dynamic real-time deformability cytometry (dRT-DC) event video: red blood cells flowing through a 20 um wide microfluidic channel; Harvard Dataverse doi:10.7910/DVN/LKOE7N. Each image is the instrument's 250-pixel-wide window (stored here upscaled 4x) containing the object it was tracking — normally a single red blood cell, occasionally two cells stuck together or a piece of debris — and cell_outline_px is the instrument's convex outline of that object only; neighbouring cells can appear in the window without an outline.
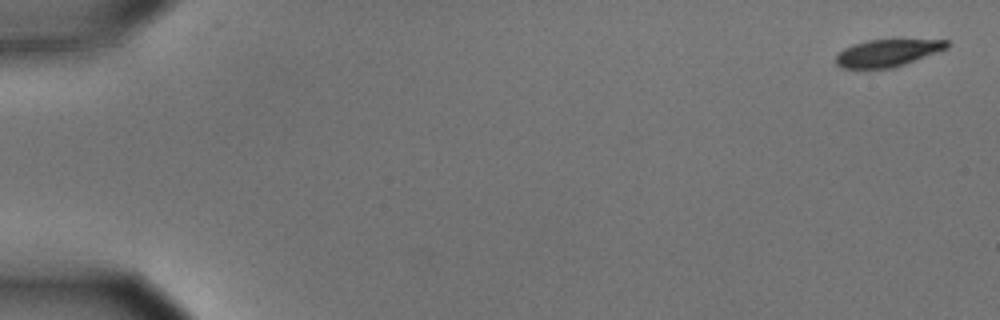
{"species": "common noctule bat (a hibernating species)", "species_latin": "Nyctalus noctula", "temperature_condition": "cold", "stored_images_in_passage": 9, "camera_frame_rate_fps": 3000, "um_per_image_px": 0.085, "animal": {"sex": "male", "body_mass_g": 15.6}, "frame": {"image": 1, "passage_image": 1, "time_ms": 0.0, "image_size_px": [1000, 320], "cell_outline_px": [[948, 48], [904, 64], [892, 68], [840, 68], [836, 64], [836, 56], [844, 48], [852, 44], [868, 40], [948, 40]], "centroid_in_image_um": [75.39, 4.5], "position_along_channel_um": 9.6, "area_um2": 17.34}}
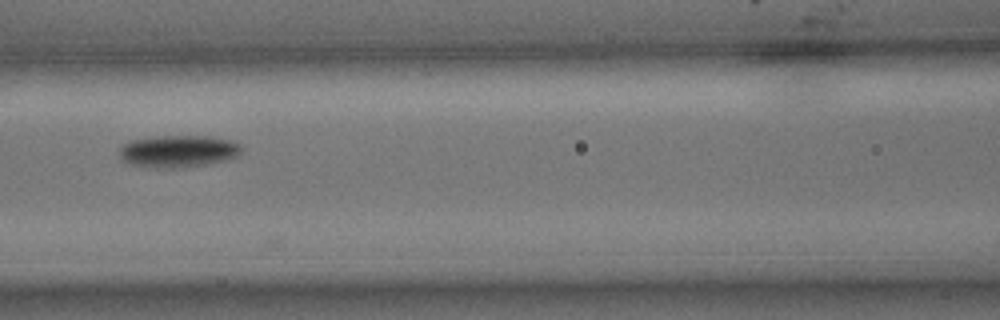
{"frame": {"image": 2, "passage_image": 7, "time_ms": 2.0, "image_size_px": [1000, 320], "cell_outline_px": [[244, 148], [236, 156], [228, 160], [208, 164], [180, 168], [160, 168], [132, 164], [120, 160], [120, 144], [128, 140], [156, 136], [208, 136], [232, 140], [240, 144]], "centroid_in_image_um": [15.15, 12.85], "position_along_channel_um": 151.5, "area_um2": 23.24}}
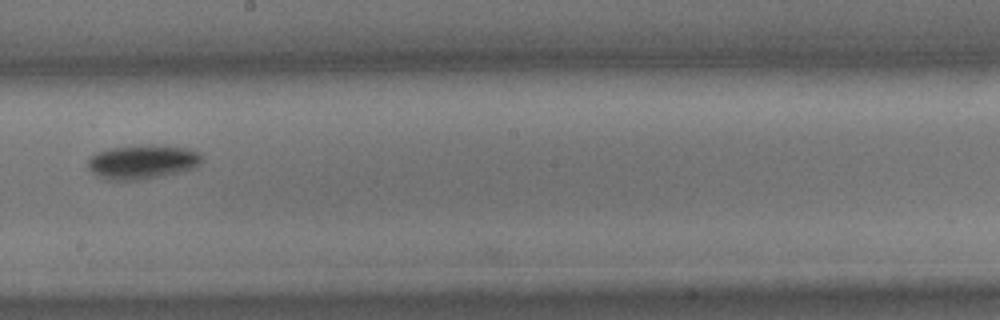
{"frame": {"image": 3, "passage_image": 9, "time_ms": 2.667, "image_size_px": [1000, 320], "cell_outline_px": [[204, 156], [200, 164], [196, 168], [180, 172], [140, 180], [108, 180], [92, 172], [88, 168], [88, 160], [96, 152], [112, 148], [188, 148], [200, 152]], "centroid_in_image_um": [12.13, 13.82], "position_along_channel_um": 236.1, "area_um2": 21.73}}